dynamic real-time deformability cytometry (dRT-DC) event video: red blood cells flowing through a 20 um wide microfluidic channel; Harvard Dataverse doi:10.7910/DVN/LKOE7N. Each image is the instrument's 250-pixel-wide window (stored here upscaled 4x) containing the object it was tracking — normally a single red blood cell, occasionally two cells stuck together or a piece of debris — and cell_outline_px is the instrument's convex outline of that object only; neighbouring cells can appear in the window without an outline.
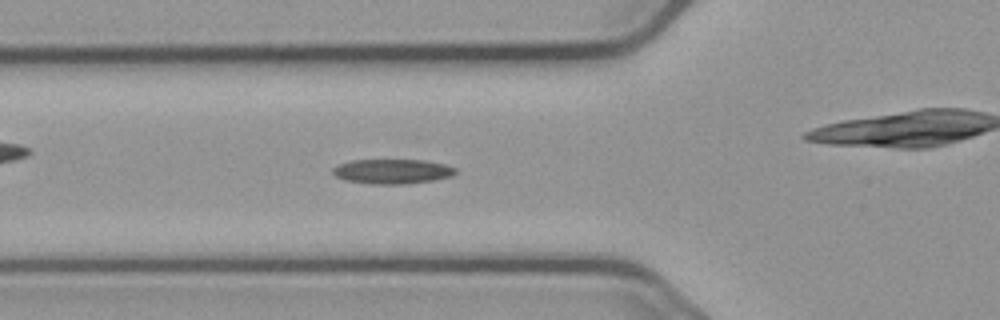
{"species": "common noctule bat (a hibernating species)", "species_latin": "Nyctalus noctula", "temperature_condition": "cold", "stored_images_in_passage": 57, "camera_frame_rate_fps": 3000, "um_per_image_px": 0.085, "animal": {"sex": "male", "body_mass_g": 23.1, "forearm_length_mm": 52.7}, "frame": {"image": 1, "passage_image": 20, "time_ms": 6.333, "image_size_px": [1000, 320], "cell_outline_px": [[456, 172], [452, 176], [436, 180], [408, 184], [372, 184], [344, 180], [336, 176], [332, 172], [332, 168], [340, 164], [352, 160], [420, 160], [444, 164], [456, 168]], "centroid_in_image_um": [33.35, 14.58], "position_along_channel_um": 92.4, "area_um2": 17.69}}
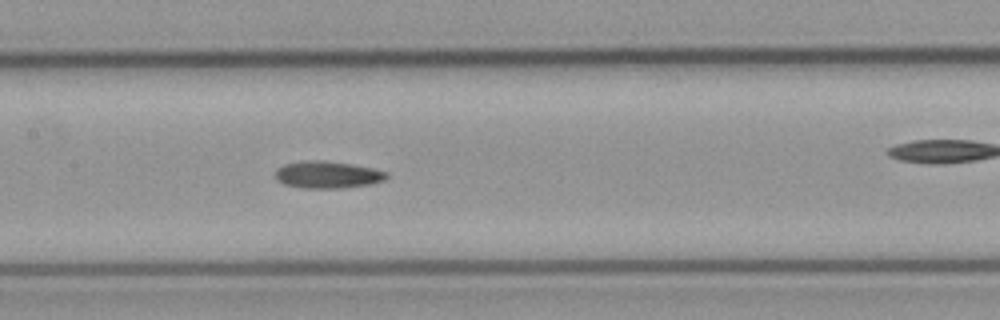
{"frame": {"image": 2, "passage_image": 27, "time_ms": 8.667, "image_size_px": [1000, 320], "cell_outline_px": [[388, 176], [384, 180], [372, 184], [344, 188], [300, 188], [284, 184], [276, 180], [276, 168], [284, 164], [312, 160], [320, 160], [352, 164], [372, 168], [388, 172]], "centroid_in_image_um": [27.84, 14.86], "position_along_channel_um": 179.6, "area_um2": 17.63}}
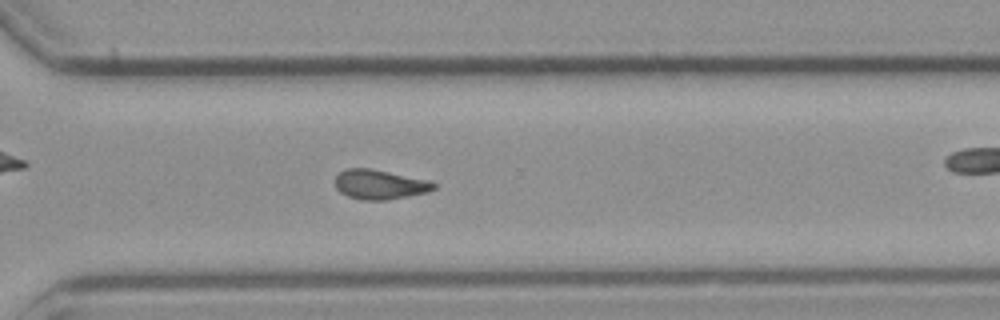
{"frame": {"image": 3, "passage_image": 40, "time_ms": 13.0, "image_size_px": [1000, 320], "cell_outline_px": [[436, 188], [428, 192], [408, 196], [384, 200], [364, 200], [348, 196], [340, 192], [336, 188], [336, 176], [344, 168], [368, 168], [388, 172], [424, 180], [436, 184]], "centroid_in_image_um": [32.23, 15.69], "position_along_channel_um": 338.4, "area_um2": 16.65}, "authors_computed_cell_mechanics": {"area_um2": 16.9354, "velocity_mm_per_s": 3.6791, "shape_relaxation_time_tau1_ms": null, "shape_relaxation_time_tau2_ms": 7.9912, "deformation_change_tau1": null, "deformation_change_tau2": 0.1558}}